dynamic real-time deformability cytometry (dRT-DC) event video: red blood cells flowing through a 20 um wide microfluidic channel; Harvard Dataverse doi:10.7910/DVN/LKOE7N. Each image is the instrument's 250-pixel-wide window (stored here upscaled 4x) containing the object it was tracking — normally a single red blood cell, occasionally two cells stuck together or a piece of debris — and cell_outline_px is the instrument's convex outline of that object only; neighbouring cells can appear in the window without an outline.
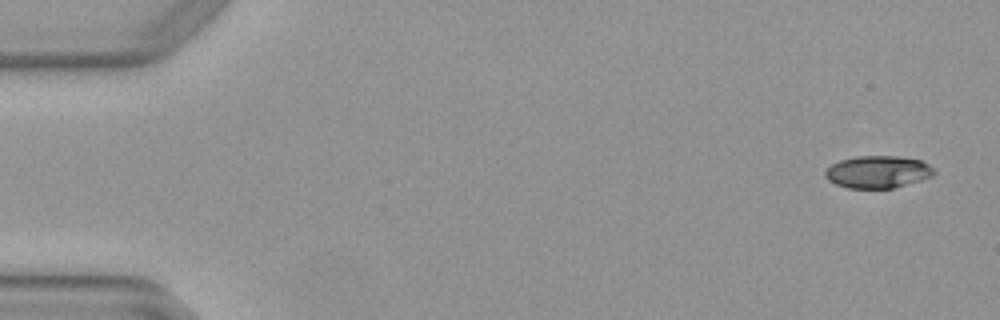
{"species": "Egyptian fruit bat (a non-hibernating species)", "species_latin": "Rousettus aegyptiacus", "temperature_condition": "warm", "stored_images_in_passage": 6, "camera_frame_rate_fps": 3000, "um_per_image_px": 0.085, "animal": {"sex": "female"}, "frame": {"image": 1, "passage_image": 1, "time_ms": 0.0, "image_size_px": [1000, 320], "cell_outline_px": [[936, 172], [932, 176], [920, 180], [892, 188], [848, 188], [836, 184], [828, 180], [824, 176], [824, 172], [832, 164], [840, 160], [856, 156], [900, 156], [920, 160], [928, 164]], "centroid_in_image_um": [74.6, 14.6], "position_along_channel_um": 10.4, "area_um2": 20.4}}
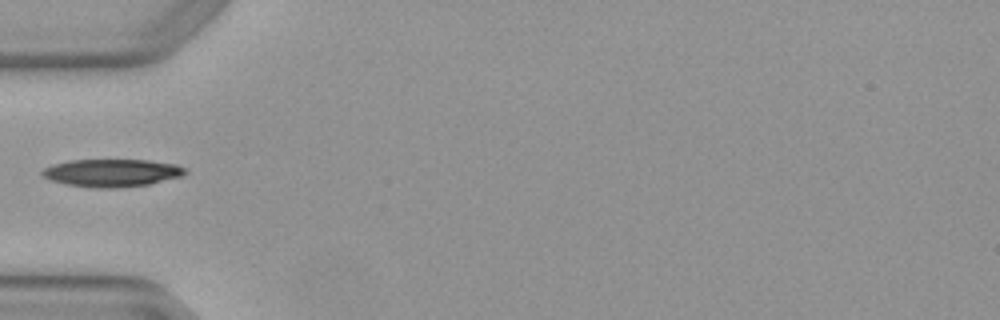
{"frame": {"image": 2, "passage_image": 5, "time_ms": 1.333, "image_size_px": [1000, 320], "cell_outline_px": [[188, 172], [184, 176], [148, 184], [116, 188], [96, 188], [68, 184], [52, 180], [44, 176], [40, 172], [44, 168], [52, 164], [68, 160], [148, 160], [176, 164], [184, 168]], "centroid_in_image_um": [9.53, 14.68], "position_along_channel_um": 75.5, "area_um2": 23.0}}
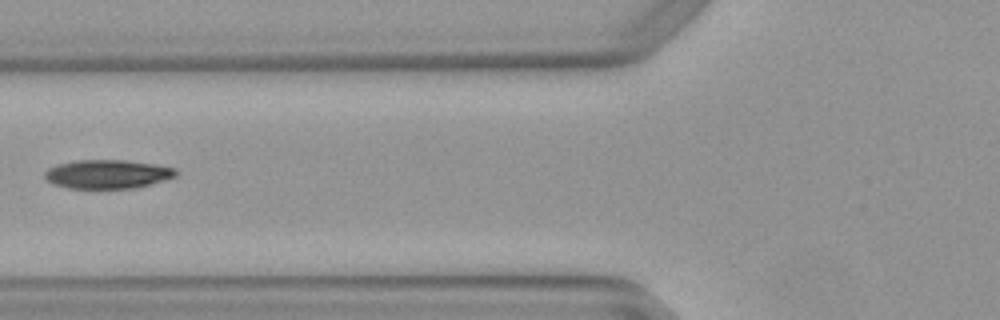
{"frame": {"image": 3, "passage_image": 6, "time_ms": 1.667, "image_size_px": [1000, 320], "cell_outline_px": [[180, 172], [176, 176], [164, 180], [136, 188], [68, 188], [52, 184], [44, 176], [44, 172], [48, 168], [56, 164], [76, 160], [124, 160], [152, 164], [176, 168]], "centroid_in_image_um": [9.13, 14.8], "position_along_channel_um": 116.7, "area_um2": 22.08}}